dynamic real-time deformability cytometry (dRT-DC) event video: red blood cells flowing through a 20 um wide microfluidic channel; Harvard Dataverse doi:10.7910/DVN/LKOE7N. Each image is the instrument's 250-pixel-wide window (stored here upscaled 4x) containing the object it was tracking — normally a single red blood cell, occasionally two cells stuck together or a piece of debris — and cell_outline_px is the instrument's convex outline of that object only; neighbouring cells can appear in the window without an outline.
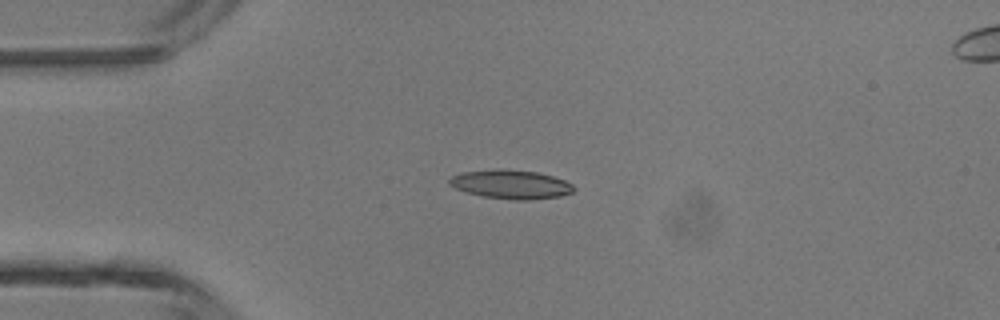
{"species": "common noctule bat (a hibernating species)", "species_latin": "Nyctalus noctula", "temperature_condition": "room temperature", "stored_images_in_passage": 4, "camera_frame_rate_fps": 3000, "um_per_image_px": 0.085, "animal": {"sex": "male", "body_mass_g": 13.3}, "frame": {"image": 1, "passage_image": 3, "time_ms": 0.667, "image_size_px": [1000, 320], "cell_outline_px": [[576, 188], [572, 192], [560, 196], [528, 200], [516, 200], [484, 196], [468, 192], [456, 188], [448, 184], [448, 180], [452, 176], [464, 172], [496, 168], [500, 168], [536, 172], [552, 176], [564, 180], [572, 184]], "centroid_in_image_um": [43.43, 15.66], "position_along_channel_um": 41.6, "area_um2": 20.81}}
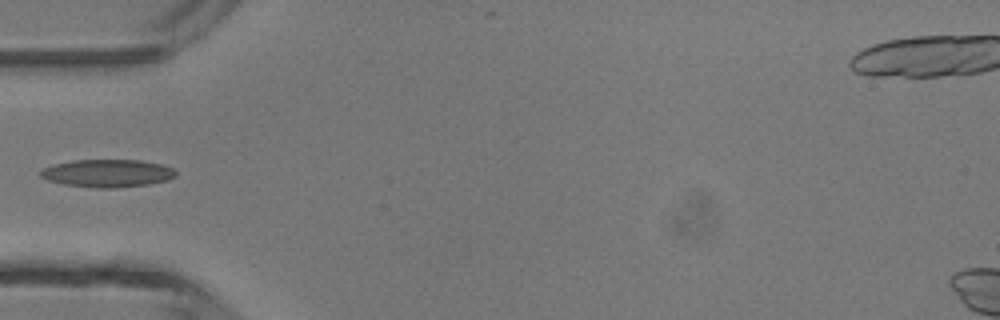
{"frame": {"image": 2, "passage_image": 4, "time_ms": 1.0, "image_size_px": [1000, 320], "cell_outline_px": [[176, 176], [168, 180], [148, 184], [116, 188], [96, 188], [64, 184], [48, 180], [40, 176], [40, 168], [52, 164], [72, 160], [140, 160], [164, 164], [172, 168], [176, 172]], "centroid_in_image_um": [9.12, 14.72], "position_along_channel_um": 75.9, "area_um2": 22.08}}